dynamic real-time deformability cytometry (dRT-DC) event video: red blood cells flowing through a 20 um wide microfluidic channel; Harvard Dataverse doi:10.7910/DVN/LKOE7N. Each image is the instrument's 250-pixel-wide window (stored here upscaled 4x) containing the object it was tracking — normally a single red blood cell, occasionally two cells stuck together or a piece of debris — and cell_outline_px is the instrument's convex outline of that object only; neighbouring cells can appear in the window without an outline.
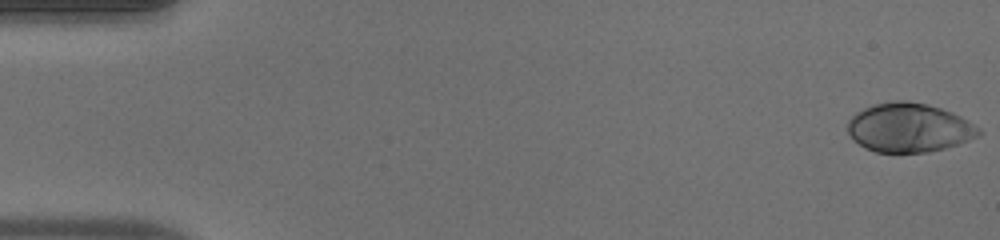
{"species": "human", "species_latin": "Homo sapiens", "temperature_condition": "warm", "stored_images_in_passage": 52, "camera_frame_rate_fps": 3000, "um_per_image_px": 0.085, "donor": {"sex": "male"}, "frame": {"image": 1, "passage_image": 1, "time_ms": 0.0, "image_size_px": [1000, 240], "cell_outline_px": [[984, 132], [980, 136], [944, 148], [928, 152], [876, 152], [864, 148], [852, 140], [848, 132], [848, 120], [856, 112], [864, 108], [876, 104], [896, 100], [908, 100], [928, 104], [952, 112], [968, 120], [980, 128]], "centroid_in_image_um": [77.27, 10.85], "position_along_channel_um": 7.7, "area_um2": 37.63}}
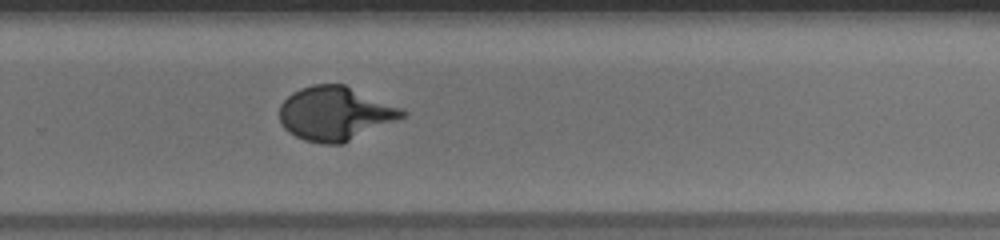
{"frame": {"image": 2, "passage_image": 35, "time_ms": 11.333, "image_size_px": [1000, 240], "cell_outline_px": [[408, 116], [344, 144], [324, 144], [304, 140], [288, 132], [280, 124], [280, 104], [292, 92], [300, 88], [312, 84], [344, 84], [404, 108], [408, 112]], "centroid_in_image_um": [28.54, 9.65], "position_along_channel_um": 301.3, "area_um2": 39.19}}
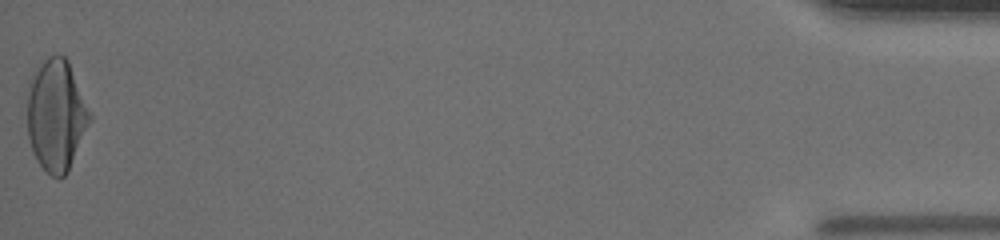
{"frame": {"image": 3, "passage_image": 52, "time_ms": 17.0, "image_size_px": [1000, 240], "cell_outline_px": [[92, 120], [64, 176], [60, 180], [52, 176], [36, 160], [32, 152], [28, 136], [28, 80], [32, 72], [48, 56], [64, 56], [68, 60], [92, 116]], "centroid_in_image_um": [4.76, 9.78], "position_along_channel_um": 430.4, "area_um2": 40.46}}